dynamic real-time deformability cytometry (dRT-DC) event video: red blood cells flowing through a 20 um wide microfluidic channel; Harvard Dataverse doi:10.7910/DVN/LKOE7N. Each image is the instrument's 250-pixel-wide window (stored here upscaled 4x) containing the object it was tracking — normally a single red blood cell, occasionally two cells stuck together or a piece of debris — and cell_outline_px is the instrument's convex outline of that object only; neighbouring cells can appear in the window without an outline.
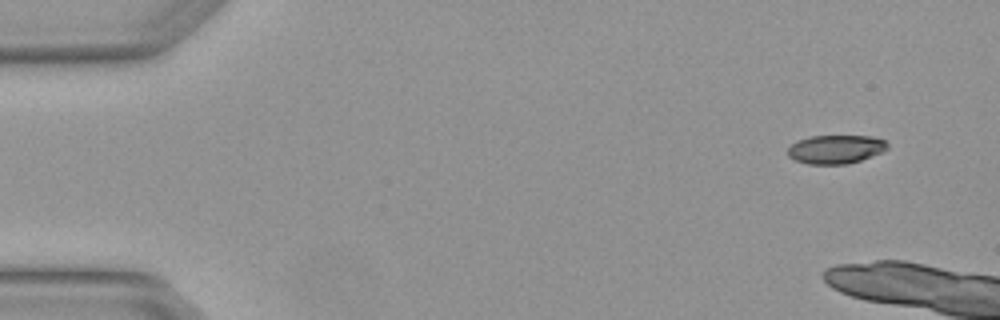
{"species": "Egyptian fruit bat (a non-hibernating species)", "species_latin": "Rousettus aegyptiacus", "temperature_condition": "warm", "stored_images_in_passage": 4, "camera_frame_rate_fps": 3000, "um_per_image_px": 0.085, "animal": {"sex": "female"}, "frame": {"image": 1, "passage_image": 1, "time_ms": 0.0, "image_size_px": [1000, 320], "cell_outline_px": [[888, 148], [880, 152], [860, 160], [848, 164], [808, 164], [796, 160], [788, 156], [788, 148], [796, 140], [808, 136], [872, 136], [884, 140], [888, 144]], "centroid_in_image_um": [71.0, 12.68], "position_along_channel_um": 14.0, "area_um2": 16.59}}
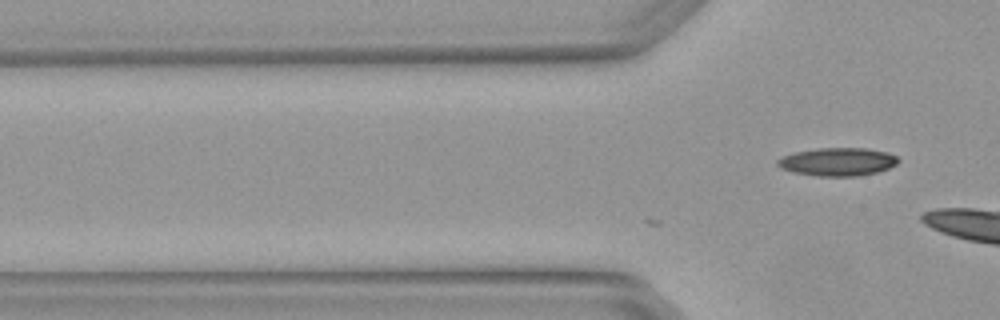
{"frame": {"image": 2, "passage_image": 4, "time_ms": 1.0, "image_size_px": [1000, 320], "cell_outline_px": [[900, 160], [896, 164], [888, 168], [876, 172], [860, 176], [816, 176], [796, 172], [780, 168], [776, 164], [776, 160], [784, 156], [796, 152], [816, 148], [864, 148], [888, 152], [896, 156]], "centroid_in_image_um": [71.21, 13.75], "position_along_channel_um": 54.6, "area_um2": 19.71}}